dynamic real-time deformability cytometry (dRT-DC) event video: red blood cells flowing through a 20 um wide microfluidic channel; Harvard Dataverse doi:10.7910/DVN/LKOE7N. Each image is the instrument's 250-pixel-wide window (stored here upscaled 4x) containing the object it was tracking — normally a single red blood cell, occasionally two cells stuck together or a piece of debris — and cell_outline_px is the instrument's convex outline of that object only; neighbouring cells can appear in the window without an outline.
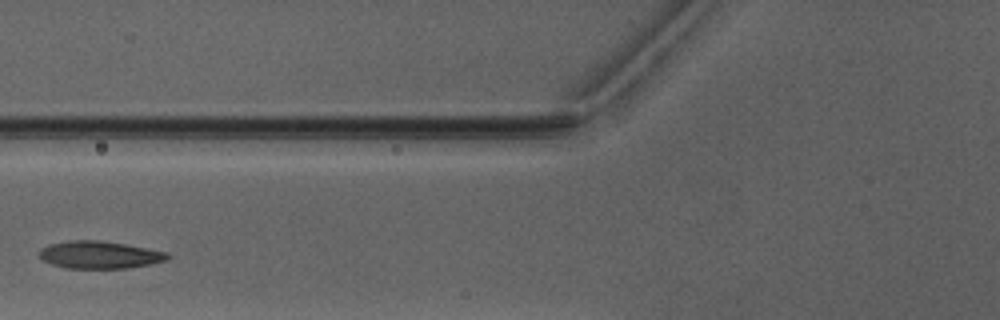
{"species": "Egyptian fruit bat (a non-hibernating species)", "species_latin": "Rousettus aegyptiacus", "temperature_condition": "warm", "stored_images_in_passage": 2, "camera_frame_rate_fps": 3000, "um_per_image_px": 0.085, "animal": {"sex": "male"}, "frame": {"image": 1, "passage_image": 2, "time_ms": 1.333, "image_size_px": [1000, 320], "cell_outline_px": [[172, 256], [168, 260], [152, 264], [128, 268], [68, 268], [52, 264], [44, 260], [40, 256], [40, 248], [48, 244], [68, 240], [100, 240], [124, 244], [168, 252]], "centroid_in_image_um": [8.5, 21.65], "position_along_channel_um": 117.3, "area_um2": 20.58}}